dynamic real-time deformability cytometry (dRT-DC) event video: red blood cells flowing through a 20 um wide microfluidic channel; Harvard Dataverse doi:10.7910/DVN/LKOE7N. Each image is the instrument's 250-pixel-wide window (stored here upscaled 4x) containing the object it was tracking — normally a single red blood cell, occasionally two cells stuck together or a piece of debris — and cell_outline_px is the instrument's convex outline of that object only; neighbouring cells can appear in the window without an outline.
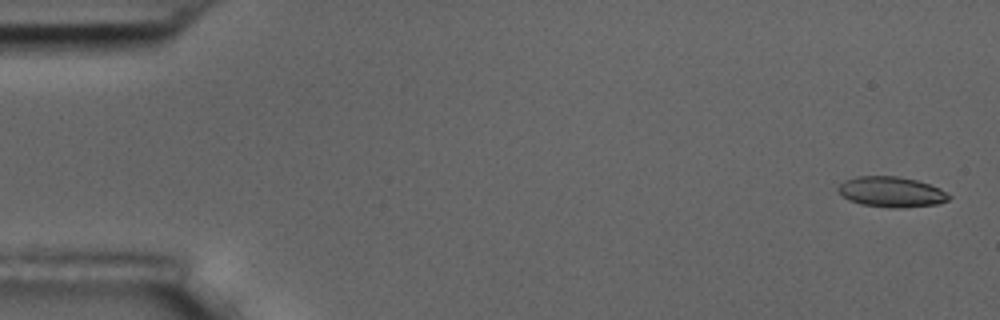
{"species": "common noctule bat (a hibernating species)", "species_latin": "Nyctalus noctula", "temperature_condition": "room temperature", "stored_images_in_passage": 6, "camera_frame_rate_fps": 3000, "um_per_image_px": 0.085, "animal": {"sex": "male", "body_mass_g": 17.5, "forearm_length_mm": 52.3}, "frame": {"image": 1, "passage_image": 1, "time_ms": 0.0, "image_size_px": [1000, 320], "cell_outline_px": [[952, 196], [948, 200], [936, 204], [904, 208], [888, 208], [860, 204], [848, 200], [836, 188], [844, 180], [856, 176], [896, 176], [916, 180], [940, 188]], "centroid_in_image_um": [75.75, 16.32], "position_along_channel_um": 9.2, "area_um2": 19.71}}